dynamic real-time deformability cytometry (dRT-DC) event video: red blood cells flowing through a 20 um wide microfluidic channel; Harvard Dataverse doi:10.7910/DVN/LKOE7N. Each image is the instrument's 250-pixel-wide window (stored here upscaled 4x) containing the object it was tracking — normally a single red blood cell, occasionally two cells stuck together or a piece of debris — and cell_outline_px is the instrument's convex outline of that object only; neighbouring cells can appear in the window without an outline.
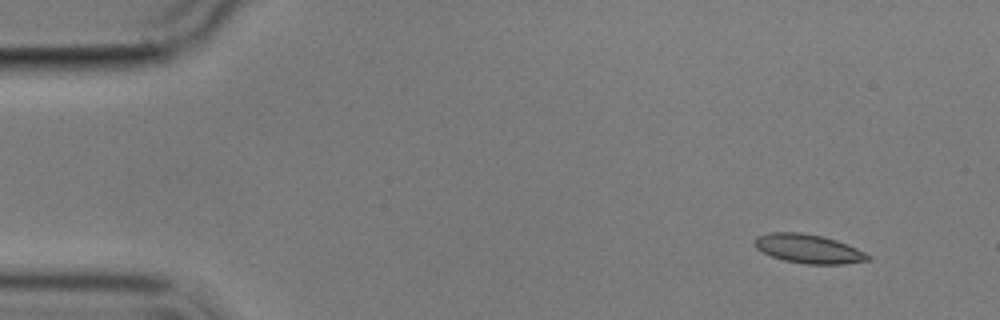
{"species": "common noctule bat (a hibernating species)", "species_latin": "Nyctalus noctula", "temperature_condition": "cold", "stored_images_in_passage": 4, "camera_frame_rate_fps": 3000, "um_per_image_px": 0.085, "animal": {"sex": "male", "body_mass_g": 17.9}, "frame": {"image": 1, "passage_image": 1, "time_ms": 0.0, "image_size_px": [1000, 320], "cell_outline_px": [[872, 260], [844, 264], [804, 264], [784, 260], [772, 256], [756, 248], [752, 244], [752, 240], [756, 236], [768, 232], [800, 232], [824, 236], [836, 240], [856, 248], [872, 256]], "centroid_in_image_um": [68.7, 21.14], "position_along_channel_um": 16.3, "area_um2": 19.36}}
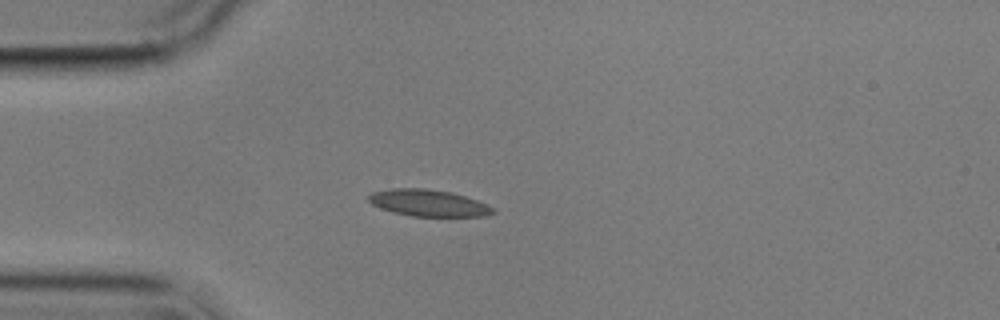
{"frame": {"image": 2, "passage_image": 4, "time_ms": 3.333, "image_size_px": [1000, 320], "cell_outline_px": [[496, 212], [484, 216], [412, 216], [392, 212], [380, 208], [372, 204], [368, 200], [368, 196], [372, 192], [392, 188], [424, 188], [452, 192], [488, 204], [496, 208]], "centroid_in_image_um": [36.42, 17.25], "position_along_channel_um": 48.6, "area_um2": 19.42}}